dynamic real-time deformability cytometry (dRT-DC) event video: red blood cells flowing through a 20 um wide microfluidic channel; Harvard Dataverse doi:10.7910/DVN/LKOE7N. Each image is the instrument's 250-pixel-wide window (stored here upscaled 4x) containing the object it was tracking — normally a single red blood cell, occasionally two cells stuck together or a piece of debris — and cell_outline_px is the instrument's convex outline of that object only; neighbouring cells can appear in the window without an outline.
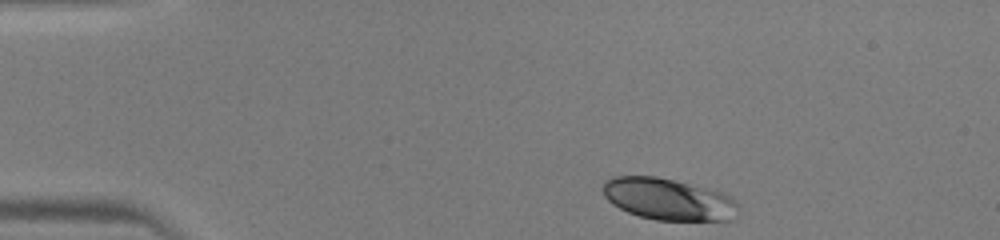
{"species": "human", "species_latin": "Homo sapiens", "temperature_condition": "warm", "stored_images_in_passage": 39, "camera_frame_rate_fps": 3000, "um_per_image_px": 0.085, "donor": {"sex": "male"}, "frame": {"image": 1, "passage_image": 1, "time_ms": 0.0, "image_size_px": [1000, 240], "cell_outline_px": [[736, 216], [732, 220], [656, 220], [640, 216], [628, 212], [612, 204], [604, 196], [604, 180], [612, 176], [656, 176], [720, 192], [736, 200]], "centroid_in_image_um": [56.77, 16.93], "position_along_channel_um": 28.2, "area_um2": 32.48}}
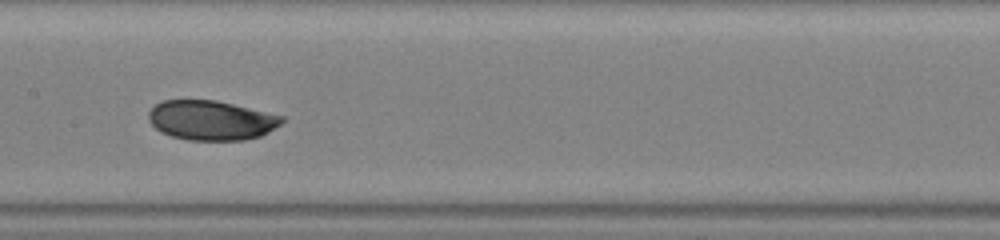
{"frame": {"image": 2, "passage_image": 17, "time_ms": 5.333, "image_size_px": [1000, 240], "cell_outline_px": [[284, 120], [280, 124], [268, 132], [260, 136], [244, 140], [188, 140], [172, 136], [160, 132], [148, 120], [148, 112], [156, 104], [164, 100], [216, 100], [284, 116]], "centroid_in_image_um": [17.94, 10.22], "position_along_channel_um": 189.5, "area_um2": 30.69}}
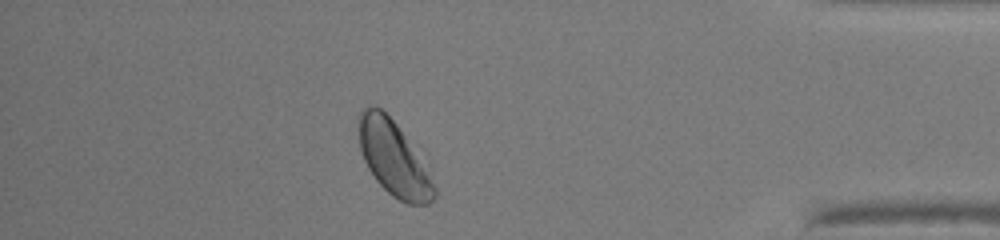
{"frame": {"image": 3, "passage_image": 34, "time_ms": 11.0, "image_size_px": [1000, 240], "cell_outline_px": [[436, 196], [428, 204], [408, 204], [392, 196], [376, 180], [368, 168], [364, 160], [360, 148], [356, 120], [360, 112], [368, 104], [380, 108], [396, 124], [404, 136], [436, 188]], "centroid_in_image_um": [33.37, 13.45], "position_along_channel_um": 401.8, "area_um2": 31.85}}